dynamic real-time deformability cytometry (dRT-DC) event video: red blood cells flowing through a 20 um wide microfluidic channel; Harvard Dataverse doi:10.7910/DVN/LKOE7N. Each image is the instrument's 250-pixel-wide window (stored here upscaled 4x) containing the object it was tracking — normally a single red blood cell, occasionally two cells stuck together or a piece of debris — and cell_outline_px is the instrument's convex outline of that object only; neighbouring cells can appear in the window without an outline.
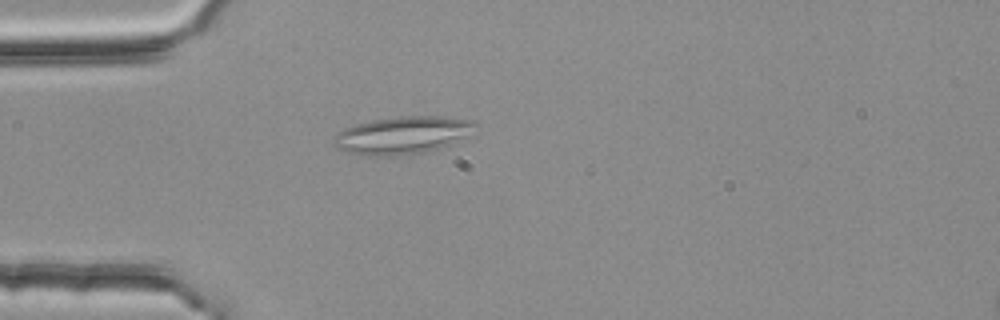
{"species": "common noctule bat (a hibernating species)", "species_latin": "Nyctalus noctula", "temperature_condition": "room temperature", "stored_images_in_passage": 34, "segment_of_instrument_passage": [1, 2], "camera_frame_rate_fps": 3000, "um_per_image_px": 0.085, "animal": {"sex": "female", "body_mass_g": 25.1}, "frame": {"image": 1, "passage_image": 9, "time_ms": 2.667, "image_size_px": [1000, 320], "cell_outline_px": [[480, 124], [468, 136], [452, 144], [424, 152], [396, 156], [360, 156], [336, 148], [332, 144], [336, 132], [344, 128], [356, 124], [372, 120], [400, 116], [444, 116], [472, 120]], "centroid_in_image_um": [34.21, 11.49], "position_along_channel_um": 50.8, "area_um2": 31.5}}